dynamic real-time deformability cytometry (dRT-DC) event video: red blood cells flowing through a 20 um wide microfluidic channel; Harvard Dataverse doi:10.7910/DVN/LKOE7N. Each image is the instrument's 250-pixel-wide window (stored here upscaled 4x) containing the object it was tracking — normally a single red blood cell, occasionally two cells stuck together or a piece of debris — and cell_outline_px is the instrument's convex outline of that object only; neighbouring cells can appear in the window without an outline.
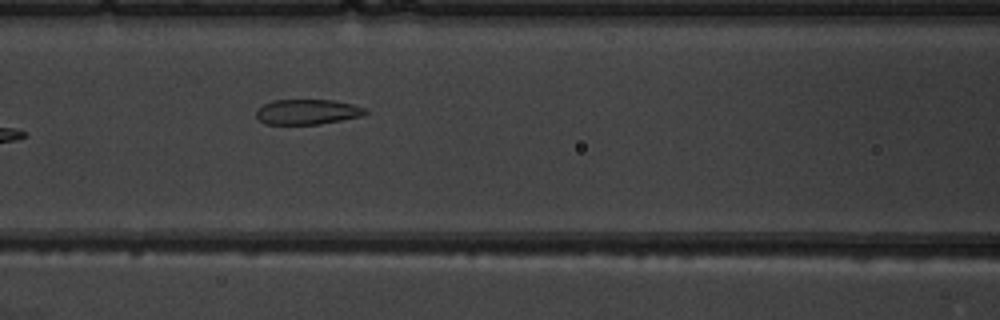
{"species": "common noctule bat (a hibernating species)", "species_latin": "Nyctalus noctula", "temperature_condition": "warm", "stored_images_in_passage": 7, "camera_frame_rate_fps": 3000, "um_per_image_px": 0.085, "animal": {"sex": "male", "body_mass_g": 19.5, "forearm_length_mm": 54.6}, "frame": {"image": 1, "passage_image": 7, "time_ms": 7.0, "image_size_px": [1000, 320], "cell_outline_px": [[368, 112], [360, 116], [320, 124], [264, 124], [256, 116], [256, 108], [272, 100], [332, 100], [352, 104], [368, 108]], "centroid_in_image_um": [26.11, 9.5], "position_along_channel_um": 140.5, "area_um2": 16.01}}